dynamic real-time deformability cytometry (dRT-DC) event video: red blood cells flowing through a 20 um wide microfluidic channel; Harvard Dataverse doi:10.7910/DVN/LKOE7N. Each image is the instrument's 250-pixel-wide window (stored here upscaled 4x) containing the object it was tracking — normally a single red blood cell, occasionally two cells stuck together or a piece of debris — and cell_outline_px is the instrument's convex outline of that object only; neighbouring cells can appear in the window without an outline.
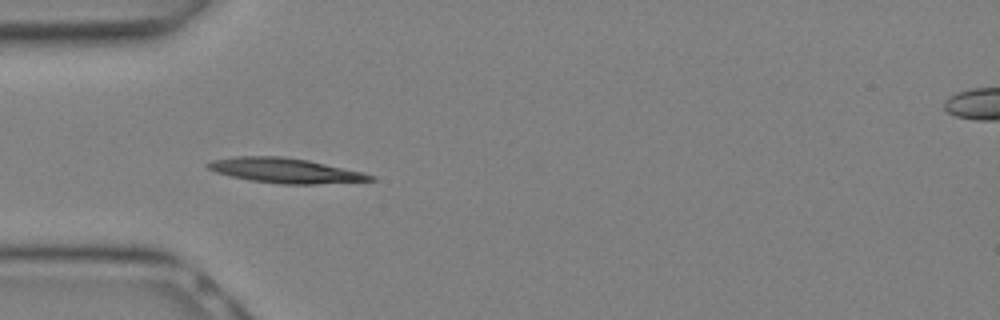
{"species": "Egyptian fruit bat (a non-hibernating species)", "species_latin": "Rousettus aegyptiacus", "temperature_condition": "warm", "stored_images_in_passage": 13, "camera_frame_rate_fps": 3000, "um_per_image_px": 0.085, "animal": {"sex": "female"}, "frame": {"image": 1, "passage_image": 8, "time_ms": 2.333, "image_size_px": [1000, 320], "cell_outline_px": [[376, 180], [316, 184], [280, 184], [252, 180], [232, 176], [216, 172], [208, 168], [204, 164], [212, 160], [236, 156], [280, 156], [308, 160], [360, 172], [376, 176]], "centroid_in_image_um": [24.22, 14.49], "position_along_channel_um": 60.8, "area_um2": 23.24}}
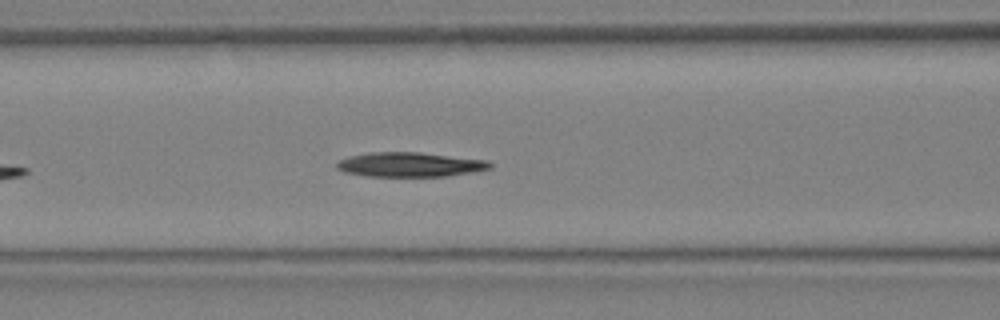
{"frame": {"image": 2, "passage_image": 11, "time_ms": 3.333, "image_size_px": [1000, 320], "cell_outline_px": [[492, 168], [472, 172], [444, 176], [368, 176], [344, 172], [336, 168], [336, 164], [340, 160], [348, 156], [368, 152], [420, 152], [488, 160], [492, 164]], "centroid_in_image_um": [34.83, 13.98], "position_along_channel_um": 131.8, "area_um2": 21.91}}
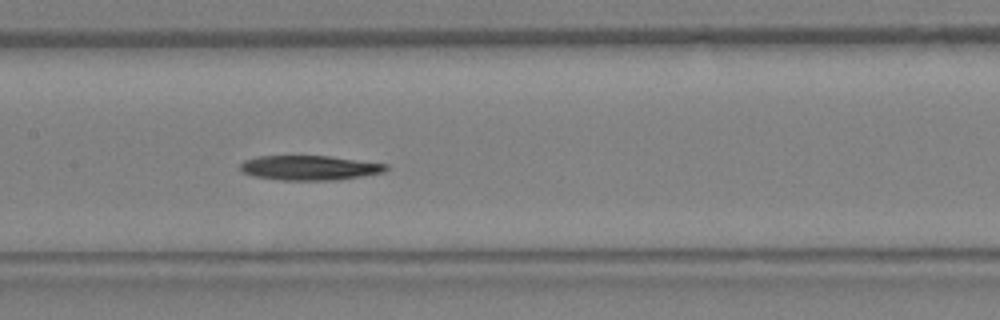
{"frame": {"image": 3, "passage_image": 13, "time_ms": 4.0, "image_size_px": [1000, 320], "cell_outline_px": [[388, 168], [384, 172], [364, 176], [336, 180], [284, 180], [256, 176], [244, 172], [240, 168], [240, 164], [244, 160], [256, 156], [328, 156], [388, 164]], "centroid_in_image_um": [26.34, 14.26], "position_along_channel_um": 181.1, "area_um2": 20.81}}